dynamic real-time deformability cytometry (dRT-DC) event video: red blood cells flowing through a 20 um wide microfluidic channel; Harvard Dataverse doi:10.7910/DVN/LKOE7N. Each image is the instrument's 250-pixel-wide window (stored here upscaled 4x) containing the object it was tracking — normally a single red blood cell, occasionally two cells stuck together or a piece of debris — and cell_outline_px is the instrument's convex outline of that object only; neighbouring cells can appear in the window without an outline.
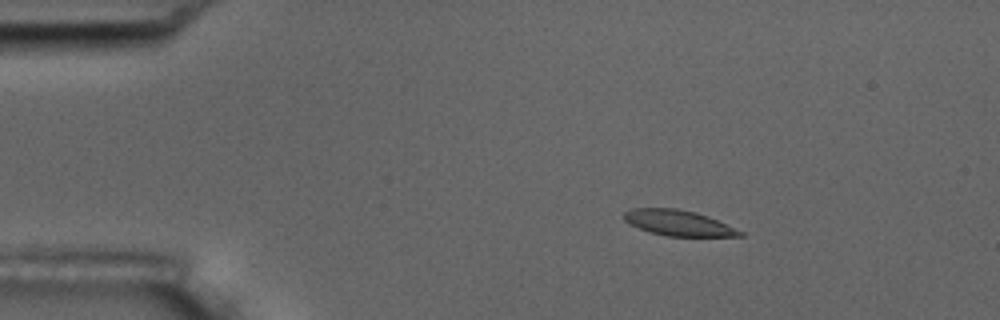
{"species": "common noctule bat (a hibernating species)", "species_latin": "Nyctalus noctula", "temperature_condition": "room temperature", "stored_images_in_passage": 4, "camera_frame_rate_fps": 3000, "um_per_image_px": 0.085, "animal": {"sex": "male", "body_mass_g": 17.5, "forearm_length_mm": 52.3}, "frame": {"image": 1, "passage_image": 2, "time_ms": 1.333, "image_size_px": [1000, 320], "cell_outline_px": [[744, 236], [668, 236], [652, 232], [628, 224], [624, 220], [624, 212], [632, 208], [676, 208], [696, 212], [708, 216], [744, 232]], "centroid_in_image_um": [57.65, 18.94], "position_along_channel_um": 27.3, "area_um2": 17.17}}